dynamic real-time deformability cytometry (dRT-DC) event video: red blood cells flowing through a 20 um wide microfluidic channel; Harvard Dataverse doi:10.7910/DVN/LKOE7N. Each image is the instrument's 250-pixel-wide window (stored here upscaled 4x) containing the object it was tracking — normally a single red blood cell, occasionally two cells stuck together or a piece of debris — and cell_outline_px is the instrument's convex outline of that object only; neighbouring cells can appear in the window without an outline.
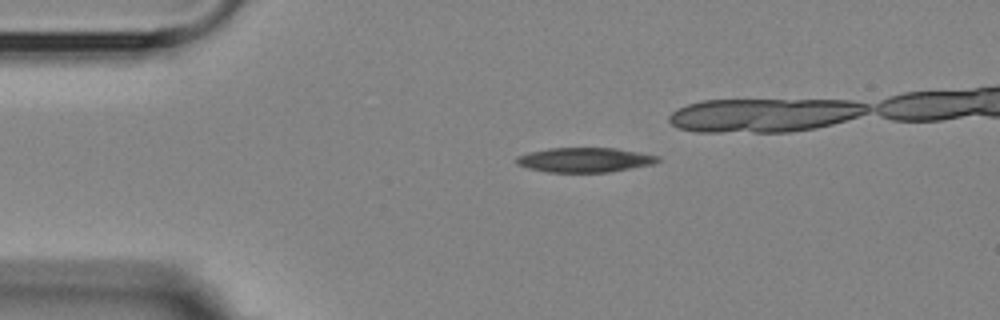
{"species": "Egyptian fruit bat (a non-hibernating species)", "species_latin": "Rousettus aegyptiacus", "temperature_condition": "room temperature", "stored_images_in_passage": 5, "camera_frame_rate_fps": 3000, "um_per_image_px": 0.085, "animal": {"sex": "female"}, "frame": {"image": 1, "passage_image": 1, "time_ms": 0.0, "image_size_px": [1000, 320], "cell_outline_px": [[660, 160], [652, 164], [608, 172], [548, 172], [528, 168], [516, 164], [516, 156], [528, 152], [548, 148], [616, 148], [640, 152], [660, 156]], "centroid_in_image_um": [49.68, 13.58], "position_along_channel_um": 35.3, "area_um2": 20.29}}